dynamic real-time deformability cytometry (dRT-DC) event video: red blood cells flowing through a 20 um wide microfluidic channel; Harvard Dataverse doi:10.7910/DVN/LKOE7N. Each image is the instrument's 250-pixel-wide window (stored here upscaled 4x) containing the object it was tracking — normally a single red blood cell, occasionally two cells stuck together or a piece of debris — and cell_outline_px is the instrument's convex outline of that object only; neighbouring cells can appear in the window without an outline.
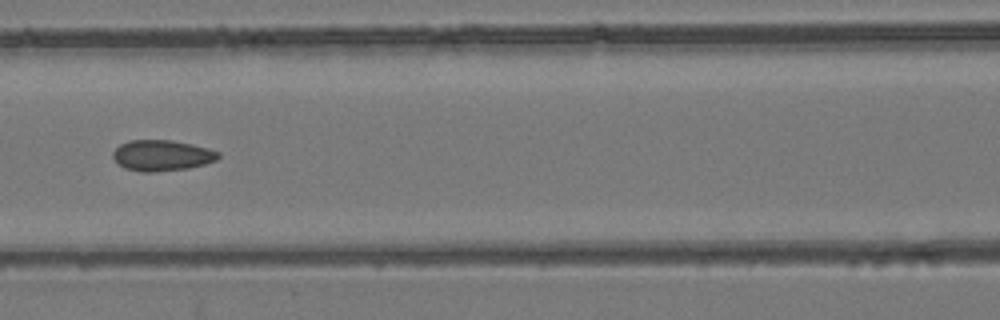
{"species": "common noctule bat (a hibernating species)", "species_latin": "Nyctalus noctula", "temperature_condition": "room temperature", "stored_images_in_passage": 8, "camera_frame_rate_fps": 3000, "um_per_image_px": 0.085, "animal": {"sex": "female", "body_mass_g": 24.6, "forearm_length_mm": 56.2}, "frame": {"image": 1, "passage_image": 7, "time_ms": 7.667, "image_size_px": [1000, 320], "cell_outline_px": [[220, 156], [216, 160], [204, 164], [188, 168], [156, 172], [140, 172], [124, 168], [112, 156], [112, 152], [120, 144], [128, 140], [172, 140], [192, 144], [208, 148], [220, 152]], "centroid_in_image_um": [13.76, 13.21], "position_along_channel_um": 152.8, "area_um2": 19.02}}
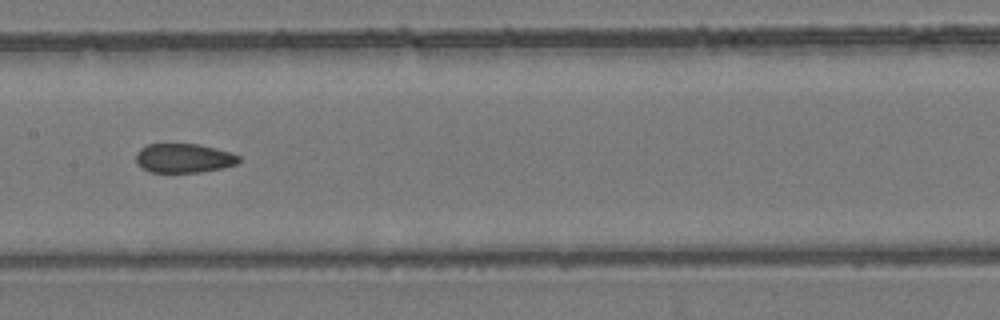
{"frame": {"image": 2, "passage_image": 8, "time_ms": 8.667, "image_size_px": [1000, 320], "cell_outline_px": [[240, 160], [236, 164], [224, 168], [200, 172], [148, 172], [136, 164], [136, 152], [140, 148], [148, 144], [196, 144], [216, 148], [232, 152], [240, 156]], "centroid_in_image_um": [15.62, 13.45], "position_along_channel_um": 191.8, "area_um2": 17.69}}